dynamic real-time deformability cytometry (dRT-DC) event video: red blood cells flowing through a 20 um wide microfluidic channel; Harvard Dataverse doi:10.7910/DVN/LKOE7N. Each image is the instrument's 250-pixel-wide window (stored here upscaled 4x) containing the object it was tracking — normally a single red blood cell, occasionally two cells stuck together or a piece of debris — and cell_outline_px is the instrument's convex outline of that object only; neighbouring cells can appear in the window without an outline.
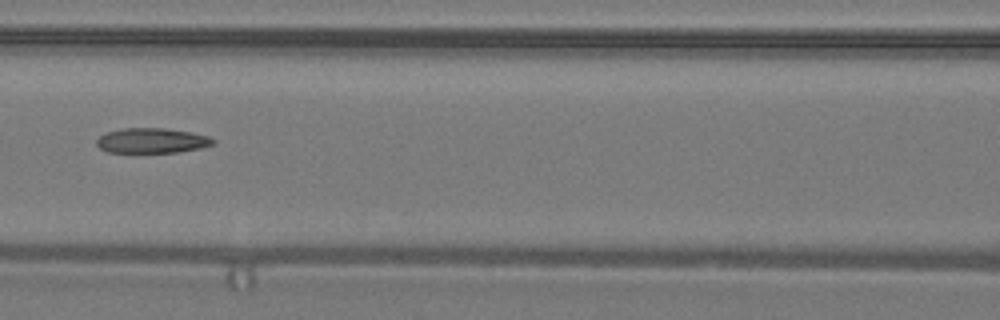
{"species": "common noctule bat (a hibernating species)", "species_latin": "Nyctalus noctula", "temperature_condition": "warm", "stored_images_in_passage": 33, "camera_frame_rate_fps": 3000, "um_per_image_px": 0.085, "animal": {"sex": "male", "body_mass_g": 19.2, "forearm_length_mm": 51.8}, "frame": {"image": 1, "passage_image": 7, "time_ms": 2.0, "image_size_px": [1000, 320], "cell_outline_px": [[216, 144], [200, 148], [176, 152], [108, 152], [100, 148], [96, 144], [96, 140], [100, 136], [108, 132], [124, 128], [164, 128], [192, 132], [208, 136], [216, 140]], "centroid_in_image_um": [12.95, 11.95], "position_along_channel_um": 153.7, "area_um2": 16.94}}
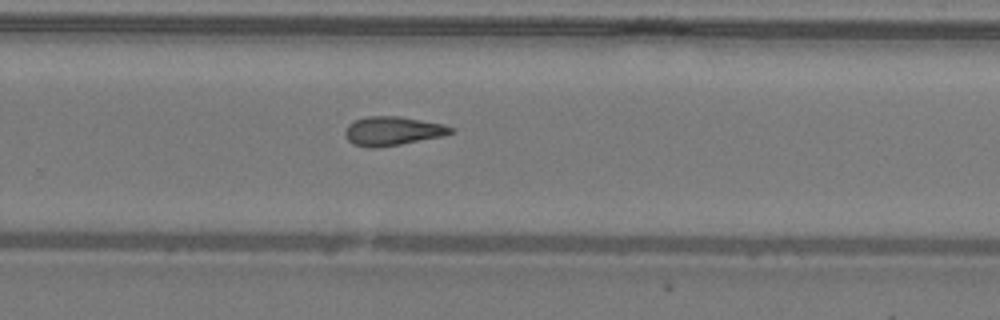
{"frame": {"image": 2, "passage_image": 17, "time_ms": 5.333, "image_size_px": [1000, 320], "cell_outline_px": [[452, 132], [444, 136], [380, 148], [368, 148], [352, 144], [344, 136], [344, 132], [348, 124], [364, 116], [400, 116], [444, 124], [452, 128]], "centroid_in_image_um": [33.33, 11.14], "position_along_channel_um": 296.5, "area_um2": 18.03}}
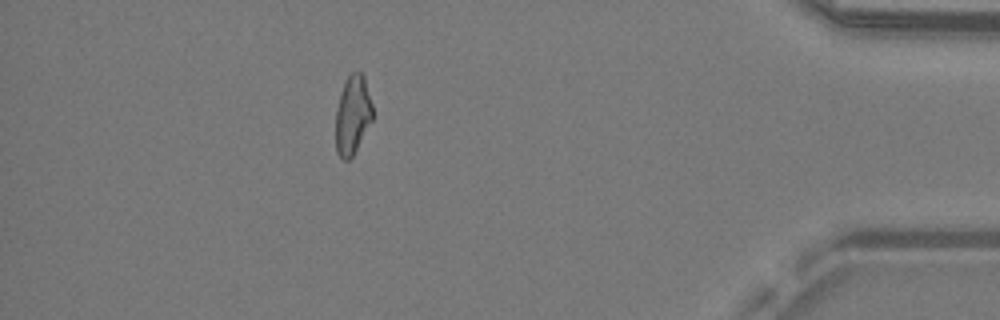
{"frame": {"image": 3, "passage_image": 28, "time_ms": 9.0, "image_size_px": [1000, 320], "cell_outline_px": [[372, 120], [352, 156], [348, 160], [344, 160], [336, 152], [336, 108], [340, 92], [344, 80], [352, 72], [360, 72], [364, 76], [372, 104]], "centroid_in_image_um": [29.96, 9.74], "position_along_channel_um": 405.2, "area_um2": 16.88}}